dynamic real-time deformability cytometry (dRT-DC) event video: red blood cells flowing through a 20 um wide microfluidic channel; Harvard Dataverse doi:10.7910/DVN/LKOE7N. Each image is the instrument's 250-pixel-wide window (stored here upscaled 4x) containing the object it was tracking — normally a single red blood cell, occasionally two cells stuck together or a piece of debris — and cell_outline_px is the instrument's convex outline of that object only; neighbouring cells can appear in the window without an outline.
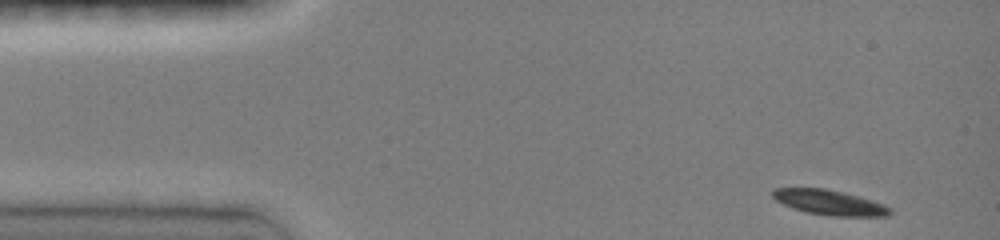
{"species": "common noctule bat (a hibernating species)", "species_latin": "Nyctalus noctula", "temperature_condition": "room temperature", "stored_images_in_passage": 42, "camera_frame_rate_fps": 3000, "um_per_image_px": 0.085, "animal": {"sex": "female", "body_mass_g": 19.0, "forearm_length_mm": 51.5}, "frame": {"image": 1, "passage_image": 1, "time_ms": 0.0, "image_size_px": [1000, 240], "cell_outline_px": [[892, 212], [888, 216], [828, 216], [808, 212], [792, 208], [776, 200], [772, 196], [772, 188], [824, 188], [844, 192], [872, 200], [884, 204], [892, 208]], "centroid_in_image_um": [70.52, 17.21], "position_along_channel_um": 14.5, "area_um2": 17.17}}
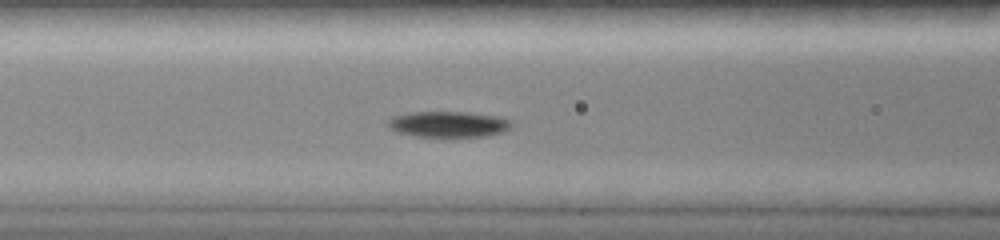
{"frame": {"image": 2, "passage_image": 16, "time_ms": 5.0, "image_size_px": [1000, 240], "cell_outline_px": [[512, 128], [504, 132], [484, 136], [444, 140], [416, 136], [396, 132], [388, 128], [388, 120], [392, 116], [408, 112], [468, 112], [496, 116], [512, 120]], "centroid_in_image_um": [38.11, 10.61], "position_along_channel_um": 128.5, "area_um2": 19.71}}
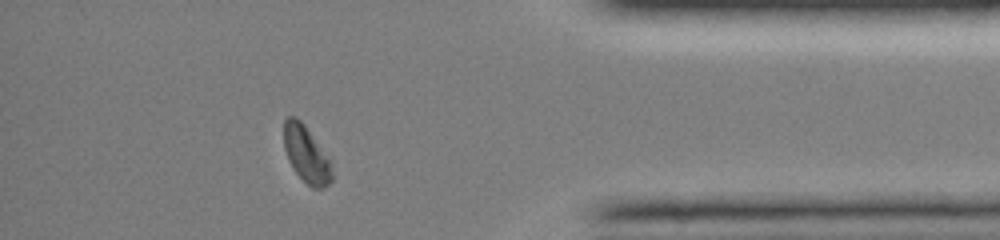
{"frame": {"image": 3, "passage_image": 38, "time_ms": 12.333, "image_size_px": [1000, 240], "cell_outline_px": [[332, 180], [324, 188], [312, 188], [296, 172], [288, 160], [284, 148], [284, 120], [288, 116], [296, 116], [304, 124], [328, 160], [332, 172]], "centroid_in_image_um": [25.99, 13.11], "position_along_channel_um": 409.2, "area_um2": 15.32}, "authors_computed_cell_mechanics": {"area_um2": 18.2648, "velocity_mm_per_s": 4.0846, "shape_relaxation_time_tau1_ms": 2.4895, "shape_relaxation_time_tau2_ms": null, "deformation_change_tau1": 0.1192, "deformation_change_tau2": null}}